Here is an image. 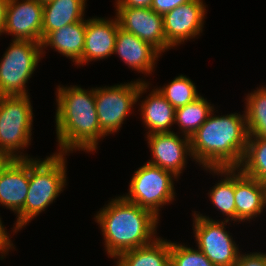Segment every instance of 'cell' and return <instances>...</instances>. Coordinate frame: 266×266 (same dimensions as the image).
<instances>
[{"label": "cell", "mask_w": 266, "mask_h": 266, "mask_svg": "<svg viewBox=\"0 0 266 266\" xmlns=\"http://www.w3.org/2000/svg\"><path fill=\"white\" fill-rule=\"evenodd\" d=\"M29 190V158L12 159L0 172V204L17 214Z\"/></svg>", "instance_id": "obj_15"}, {"label": "cell", "mask_w": 266, "mask_h": 266, "mask_svg": "<svg viewBox=\"0 0 266 266\" xmlns=\"http://www.w3.org/2000/svg\"><path fill=\"white\" fill-rule=\"evenodd\" d=\"M12 158L3 150H0V172L11 162Z\"/></svg>", "instance_id": "obj_33"}, {"label": "cell", "mask_w": 266, "mask_h": 266, "mask_svg": "<svg viewBox=\"0 0 266 266\" xmlns=\"http://www.w3.org/2000/svg\"><path fill=\"white\" fill-rule=\"evenodd\" d=\"M0 60V96L28 95L26 83L42 58L41 43L12 38Z\"/></svg>", "instance_id": "obj_7"}, {"label": "cell", "mask_w": 266, "mask_h": 266, "mask_svg": "<svg viewBox=\"0 0 266 266\" xmlns=\"http://www.w3.org/2000/svg\"><path fill=\"white\" fill-rule=\"evenodd\" d=\"M112 259L119 254L152 243L159 218L151 211L125 200L121 195L111 199L95 215Z\"/></svg>", "instance_id": "obj_3"}, {"label": "cell", "mask_w": 266, "mask_h": 266, "mask_svg": "<svg viewBox=\"0 0 266 266\" xmlns=\"http://www.w3.org/2000/svg\"><path fill=\"white\" fill-rule=\"evenodd\" d=\"M119 27L148 42L161 54L170 49L164 33L163 16L151 8L116 7Z\"/></svg>", "instance_id": "obj_10"}, {"label": "cell", "mask_w": 266, "mask_h": 266, "mask_svg": "<svg viewBox=\"0 0 266 266\" xmlns=\"http://www.w3.org/2000/svg\"><path fill=\"white\" fill-rule=\"evenodd\" d=\"M134 172L129 183V192L122 197L151 211L159 218V208L174 200L173 180L178 178L171 172L149 163H145Z\"/></svg>", "instance_id": "obj_8"}, {"label": "cell", "mask_w": 266, "mask_h": 266, "mask_svg": "<svg viewBox=\"0 0 266 266\" xmlns=\"http://www.w3.org/2000/svg\"><path fill=\"white\" fill-rule=\"evenodd\" d=\"M13 243L9 238V234L7 233L4 225L2 224V220L0 218V254L2 255L0 257V259L2 260V258L4 259L3 256H5V254L7 255L9 252V249H15L13 248Z\"/></svg>", "instance_id": "obj_30"}, {"label": "cell", "mask_w": 266, "mask_h": 266, "mask_svg": "<svg viewBox=\"0 0 266 266\" xmlns=\"http://www.w3.org/2000/svg\"><path fill=\"white\" fill-rule=\"evenodd\" d=\"M116 266H170V241L156 238L152 243L119 254Z\"/></svg>", "instance_id": "obj_21"}, {"label": "cell", "mask_w": 266, "mask_h": 266, "mask_svg": "<svg viewBox=\"0 0 266 266\" xmlns=\"http://www.w3.org/2000/svg\"><path fill=\"white\" fill-rule=\"evenodd\" d=\"M170 266H215L199 249L170 241Z\"/></svg>", "instance_id": "obj_27"}, {"label": "cell", "mask_w": 266, "mask_h": 266, "mask_svg": "<svg viewBox=\"0 0 266 266\" xmlns=\"http://www.w3.org/2000/svg\"><path fill=\"white\" fill-rule=\"evenodd\" d=\"M119 28L116 16L115 19L99 17L87 19L81 65L111 56L114 53L116 34Z\"/></svg>", "instance_id": "obj_14"}, {"label": "cell", "mask_w": 266, "mask_h": 266, "mask_svg": "<svg viewBox=\"0 0 266 266\" xmlns=\"http://www.w3.org/2000/svg\"><path fill=\"white\" fill-rule=\"evenodd\" d=\"M157 90L175 109L183 107L201 96L193 81L182 74Z\"/></svg>", "instance_id": "obj_26"}, {"label": "cell", "mask_w": 266, "mask_h": 266, "mask_svg": "<svg viewBox=\"0 0 266 266\" xmlns=\"http://www.w3.org/2000/svg\"><path fill=\"white\" fill-rule=\"evenodd\" d=\"M245 118L249 136L266 138V86L247 94Z\"/></svg>", "instance_id": "obj_25"}, {"label": "cell", "mask_w": 266, "mask_h": 266, "mask_svg": "<svg viewBox=\"0 0 266 266\" xmlns=\"http://www.w3.org/2000/svg\"><path fill=\"white\" fill-rule=\"evenodd\" d=\"M113 54L119 55L128 67L146 75L152 74L156 61L161 56V53L151 44L121 28L116 34Z\"/></svg>", "instance_id": "obj_16"}, {"label": "cell", "mask_w": 266, "mask_h": 266, "mask_svg": "<svg viewBox=\"0 0 266 266\" xmlns=\"http://www.w3.org/2000/svg\"><path fill=\"white\" fill-rule=\"evenodd\" d=\"M190 137L193 159L205 168H238L249 138L245 113L215 116Z\"/></svg>", "instance_id": "obj_2"}, {"label": "cell", "mask_w": 266, "mask_h": 266, "mask_svg": "<svg viewBox=\"0 0 266 266\" xmlns=\"http://www.w3.org/2000/svg\"><path fill=\"white\" fill-rule=\"evenodd\" d=\"M178 133L164 132L147 135V143L153 156L147 163L171 172L180 177L186 166L187 156L193 158L190 138H180Z\"/></svg>", "instance_id": "obj_12"}, {"label": "cell", "mask_w": 266, "mask_h": 266, "mask_svg": "<svg viewBox=\"0 0 266 266\" xmlns=\"http://www.w3.org/2000/svg\"><path fill=\"white\" fill-rule=\"evenodd\" d=\"M236 266H266V253H240Z\"/></svg>", "instance_id": "obj_29"}, {"label": "cell", "mask_w": 266, "mask_h": 266, "mask_svg": "<svg viewBox=\"0 0 266 266\" xmlns=\"http://www.w3.org/2000/svg\"><path fill=\"white\" fill-rule=\"evenodd\" d=\"M195 241L198 249L215 266H236L240 255L238 245L225 230L229 221H216L200 212L193 214Z\"/></svg>", "instance_id": "obj_9"}, {"label": "cell", "mask_w": 266, "mask_h": 266, "mask_svg": "<svg viewBox=\"0 0 266 266\" xmlns=\"http://www.w3.org/2000/svg\"><path fill=\"white\" fill-rule=\"evenodd\" d=\"M213 109L214 106L200 96L195 101L175 109V123L183 136L190 138L207 120Z\"/></svg>", "instance_id": "obj_23"}, {"label": "cell", "mask_w": 266, "mask_h": 266, "mask_svg": "<svg viewBox=\"0 0 266 266\" xmlns=\"http://www.w3.org/2000/svg\"><path fill=\"white\" fill-rule=\"evenodd\" d=\"M37 1L40 2V3H42V4H44V3H47V2H49L51 0H37Z\"/></svg>", "instance_id": "obj_34"}, {"label": "cell", "mask_w": 266, "mask_h": 266, "mask_svg": "<svg viewBox=\"0 0 266 266\" xmlns=\"http://www.w3.org/2000/svg\"><path fill=\"white\" fill-rule=\"evenodd\" d=\"M66 155L53 153L44 160L29 158V190L24 207L16 214L14 233L45 211L64 190Z\"/></svg>", "instance_id": "obj_4"}, {"label": "cell", "mask_w": 266, "mask_h": 266, "mask_svg": "<svg viewBox=\"0 0 266 266\" xmlns=\"http://www.w3.org/2000/svg\"><path fill=\"white\" fill-rule=\"evenodd\" d=\"M147 98L141 101L140 114L148 128L146 135L152 133L173 132L170 127L175 124V108L156 89H152Z\"/></svg>", "instance_id": "obj_20"}, {"label": "cell", "mask_w": 266, "mask_h": 266, "mask_svg": "<svg viewBox=\"0 0 266 266\" xmlns=\"http://www.w3.org/2000/svg\"><path fill=\"white\" fill-rule=\"evenodd\" d=\"M86 24L87 20L83 19L50 32L41 42L42 56L44 54L43 49L50 46L63 56L70 58L76 65H81Z\"/></svg>", "instance_id": "obj_18"}, {"label": "cell", "mask_w": 266, "mask_h": 266, "mask_svg": "<svg viewBox=\"0 0 266 266\" xmlns=\"http://www.w3.org/2000/svg\"><path fill=\"white\" fill-rule=\"evenodd\" d=\"M21 1L9 0L3 33L12 34L17 40L41 43L43 4L37 0Z\"/></svg>", "instance_id": "obj_13"}, {"label": "cell", "mask_w": 266, "mask_h": 266, "mask_svg": "<svg viewBox=\"0 0 266 266\" xmlns=\"http://www.w3.org/2000/svg\"><path fill=\"white\" fill-rule=\"evenodd\" d=\"M8 3L9 0H0V35H3Z\"/></svg>", "instance_id": "obj_32"}, {"label": "cell", "mask_w": 266, "mask_h": 266, "mask_svg": "<svg viewBox=\"0 0 266 266\" xmlns=\"http://www.w3.org/2000/svg\"><path fill=\"white\" fill-rule=\"evenodd\" d=\"M236 221H250L266 207V184L234 168Z\"/></svg>", "instance_id": "obj_17"}, {"label": "cell", "mask_w": 266, "mask_h": 266, "mask_svg": "<svg viewBox=\"0 0 266 266\" xmlns=\"http://www.w3.org/2000/svg\"><path fill=\"white\" fill-rule=\"evenodd\" d=\"M205 170L224 176L208 194L212 204L226 216L227 219L224 220L236 222L234 168H205Z\"/></svg>", "instance_id": "obj_22"}, {"label": "cell", "mask_w": 266, "mask_h": 266, "mask_svg": "<svg viewBox=\"0 0 266 266\" xmlns=\"http://www.w3.org/2000/svg\"><path fill=\"white\" fill-rule=\"evenodd\" d=\"M115 7L150 8L152 0H116Z\"/></svg>", "instance_id": "obj_31"}, {"label": "cell", "mask_w": 266, "mask_h": 266, "mask_svg": "<svg viewBox=\"0 0 266 266\" xmlns=\"http://www.w3.org/2000/svg\"><path fill=\"white\" fill-rule=\"evenodd\" d=\"M56 95V135L59 154L77 150L96 151L99 139L107 136L100 128L94 88L60 87Z\"/></svg>", "instance_id": "obj_1"}, {"label": "cell", "mask_w": 266, "mask_h": 266, "mask_svg": "<svg viewBox=\"0 0 266 266\" xmlns=\"http://www.w3.org/2000/svg\"><path fill=\"white\" fill-rule=\"evenodd\" d=\"M238 169L248 177L266 184V138L249 136Z\"/></svg>", "instance_id": "obj_24"}, {"label": "cell", "mask_w": 266, "mask_h": 266, "mask_svg": "<svg viewBox=\"0 0 266 266\" xmlns=\"http://www.w3.org/2000/svg\"><path fill=\"white\" fill-rule=\"evenodd\" d=\"M148 86V81L137 79L130 83L94 88L98 122L106 135L119 131L141 94L149 89Z\"/></svg>", "instance_id": "obj_6"}, {"label": "cell", "mask_w": 266, "mask_h": 266, "mask_svg": "<svg viewBox=\"0 0 266 266\" xmlns=\"http://www.w3.org/2000/svg\"><path fill=\"white\" fill-rule=\"evenodd\" d=\"M191 0H152L151 9L164 16L167 12L173 10L179 5L186 4Z\"/></svg>", "instance_id": "obj_28"}, {"label": "cell", "mask_w": 266, "mask_h": 266, "mask_svg": "<svg viewBox=\"0 0 266 266\" xmlns=\"http://www.w3.org/2000/svg\"><path fill=\"white\" fill-rule=\"evenodd\" d=\"M86 0H51L43 4L42 40L52 31L84 19Z\"/></svg>", "instance_id": "obj_19"}, {"label": "cell", "mask_w": 266, "mask_h": 266, "mask_svg": "<svg viewBox=\"0 0 266 266\" xmlns=\"http://www.w3.org/2000/svg\"><path fill=\"white\" fill-rule=\"evenodd\" d=\"M204 4L203 0H191L163 16L166 41L172 48L195 38L203 31L207 13Z\"/></svg>", "instance_id": "obj_11"}, {"label": "cell", "mask_w": 266, "mask_h": 266, "mask_svg": "<svg viewBox=\"0 0 266 266\" xmlns=\"http://www.w3.org/2000/svg\"><path fill=\"white\" fill-rule=\"evenodd\" d=\"M29 96H0V150L5 151L12 159L30 157L19 151L28 147L32 139L34 117Z\"/></svg>", "instance_id": "obj_5"}]
</instances>
